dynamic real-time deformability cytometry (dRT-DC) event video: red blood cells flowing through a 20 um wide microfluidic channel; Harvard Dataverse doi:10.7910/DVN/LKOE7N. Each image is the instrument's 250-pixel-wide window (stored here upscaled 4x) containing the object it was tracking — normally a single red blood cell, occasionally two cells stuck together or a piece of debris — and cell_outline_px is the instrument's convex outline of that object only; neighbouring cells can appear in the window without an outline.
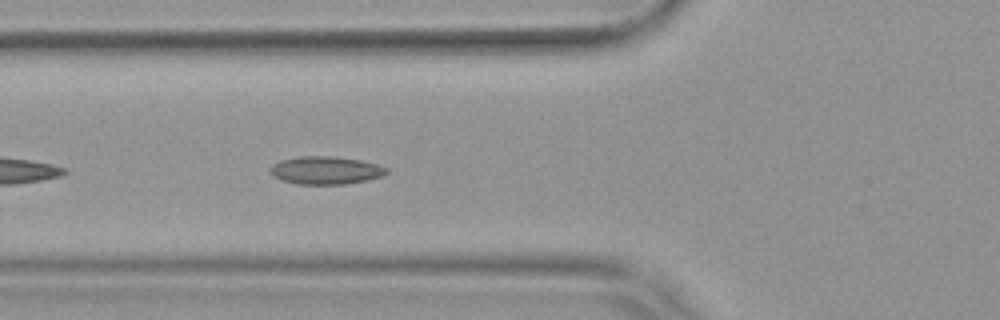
{"species": "common noctule bat (a hibernating species)", "species_latin": "Nyctalus noctula", "temperature_condition": "warm", "stored_images_in_passage": 32, "camera_frame_rate_fps": 3000, "um_per_image_px": 0.085, "animal": {"sex": "female", "body_mass_g": 19.9}, "frame": {"image": 1, "passage_image": 5, "time_ms": 1.333, "image_size_px": [1000, 320], "cell_outline_px": [[388, 172], [380, 176], [368, 180], [344, 184], [296, 184], [280, 180], [272, 176], [268, 168], [272, 164], [280, 160], [300, 156], [328, 156], [360, 160], [376, 164], [388, 168]], "centroid_in_image_um": [27.62, 14.48], "position_along_channel_um": 98.2, "area_um2": 18.96}, "authors_computed_cell_mechanics": {"area_um2": 17.7446, "velocity_mm_per_s": 3.7943, "shape_relaxation_time_tau1_ms": 7.6363, "shape_relaxation_time_tau2_ms": 2.5554, "deformation_change_tau1": 0.1393, "deformation_change_tau2": 0.0721}}